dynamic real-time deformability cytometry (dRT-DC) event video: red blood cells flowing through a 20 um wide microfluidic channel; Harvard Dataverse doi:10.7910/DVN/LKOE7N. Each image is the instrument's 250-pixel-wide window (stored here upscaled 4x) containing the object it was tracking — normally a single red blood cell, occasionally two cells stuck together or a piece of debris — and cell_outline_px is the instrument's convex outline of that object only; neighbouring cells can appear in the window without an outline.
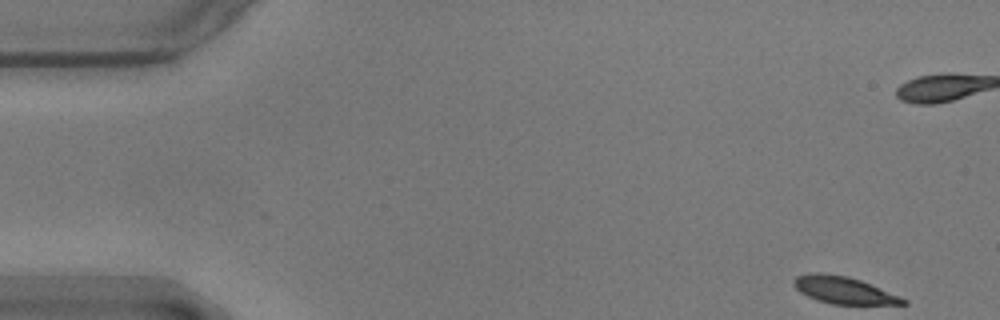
{"species": "common noctule bat (a hibernating species)", "species_latin": "Nyctalus noctula", "temperature_condition": "warm", "stored_images_in_passage": 55, "camera_frame_rate_fps": 3000, "um_per_image_px": 0.085, "animal": {"sex": "male", "body_mass_g": 17.9}, "frame": {"image": 1, "passage_image": 1, "time_ms": 0.0, "image_size_px": [1000, 320], "cell_outline_px": [[908, 304], [832, 304], [816, 300], [800, 292], [792, 284], [792, 280], [796, 276], [808, 272], [824, 272], [848, 276], [860, 280], [900, 296], [908, 300]], "centroid_in_image_um": [71.67, 24.64], "position_along_channel_um": 13.3, "area_um2": 17.4}}
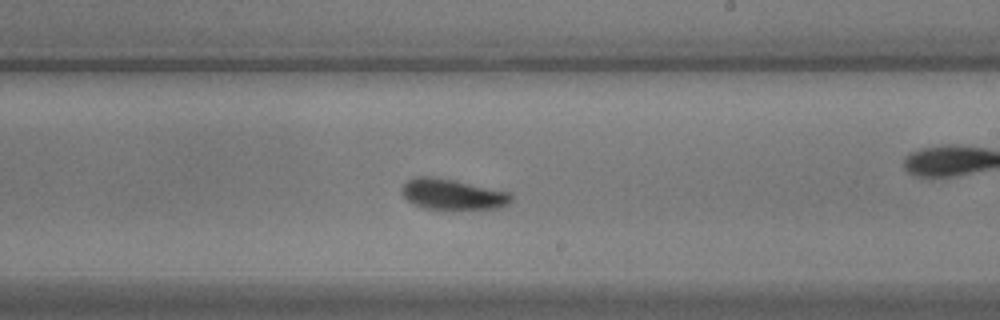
{"frame": {"image": 2, "passage_image": 31, "time_ms": 10.0, "image_size_px": [1000, 320], "cell_outline_px": [[512, 200], [508, 204], [500, 208], [424, 208], [408, 200], [400, 192], [400, 188], [408, 180], [416, 176], [432, 176], [512, 192]], "centroid_in_image_um": [38.47, 16.49], "position_along_channel_um": 250.5, "area_um2": 19.25}}
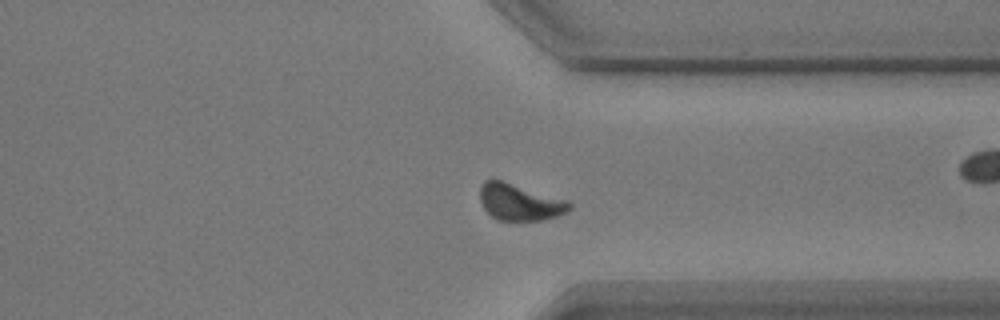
{"frame": {"image": 3, "passage_image": 41, "time_ms": 13.333, "image_size_px": [1000, 320], "cell_outline_px": [[572, 208], [568, 212], [556, 216], [540, 220], [496, 220], [484, 208], [480, 200], [480, 188], [484, 180], [492, 176], [568, 200], [572, 204]], "centroid_in_image_um": [44.16, 17.14], "position_along_channel_um": 367.2, "area_um2": 19.54}, "authors_computed_cell_mechanics": {"area_um2": 18.9584, "velocity_mm_per_s": 3.5194, "shape_relaxation_time_tau1_ms": 3.2731, "shape_relaxation_time_tau2_ms": 2.7606, "deformation_change_tau1": 0.1383, "deformation_change_tau2": 0.0978}}